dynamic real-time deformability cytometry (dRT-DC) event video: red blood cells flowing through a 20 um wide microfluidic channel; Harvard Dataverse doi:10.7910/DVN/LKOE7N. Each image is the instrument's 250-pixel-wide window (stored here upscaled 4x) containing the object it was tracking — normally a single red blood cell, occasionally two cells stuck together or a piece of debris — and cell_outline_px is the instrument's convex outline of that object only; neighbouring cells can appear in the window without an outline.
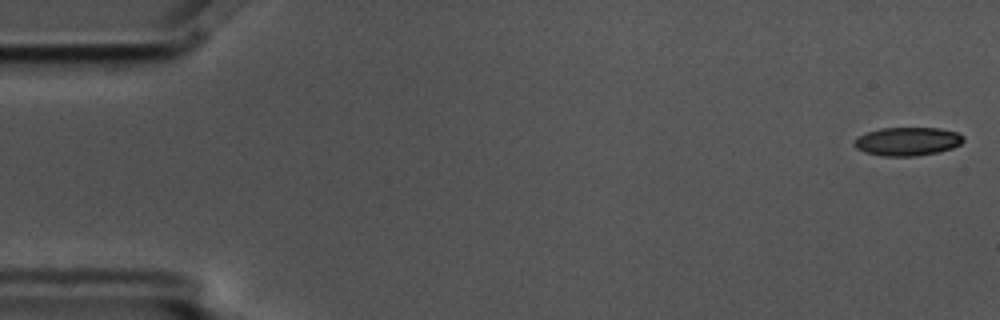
{"species": "common noctule bat (a hibernating species)", "species_latin": "Nyctalus noctula", "temperature_condition": "cold", "stored_images_in_passage": 5, "camera_frame_rate_fps": 3000, "um_per_image_px": 0.085, "animal": {"sex": "male", "body_mass_g": 17.5, "forearm_length_mm": 52.3}, "frame": {"image": 1, "passage_image": 1, "time_ms": 0.0, "image_size_px": [1000, 320], "cell_outline_px": [[964, 140], [960, 144], [952, 148], [936, 152], [916, 156], [880, 156], [864, 152], [856, 148], [852, 144], [852, 140], [868, 132], [880, 128], [940, 128], [956, 132], [964, 136]], "centroid_in_image_um": [77.1, 12.02], "position_along_channel_um": 7.9, "area_um2": 18.15}}
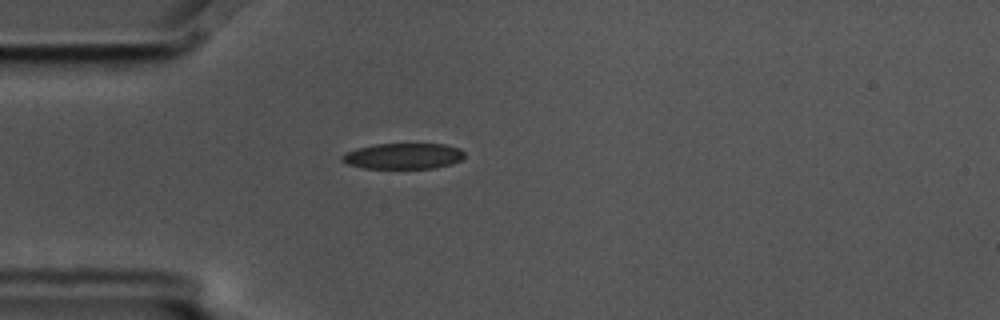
{"frame": {"image": 2, "passage_image": 5, "time_ms": 1.333, "image_size_px": [1000, 320], "cell_outline_px": [[464, 156], [460, 160], [452, 164], [436, 168], [364, 168], [348, 164], [340, 160], [340, 156], [344, 152], [356, 148], [376, 144], [444, 144], [460, 148], [464, 152]], "centroid_in_image_um": [34.25, 13.26], "position_along_channel_um": 50.7, "area_um2": 18.55}}